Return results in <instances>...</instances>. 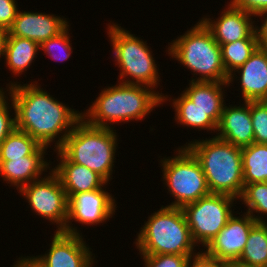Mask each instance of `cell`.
Here are the masks:
<instances>
[{"mask_svg":"<svg viewBox=\"0 0 267 267\" xmlns=\"http://www.w3.org/2000/svg\"><path fill=\"white\" fill-rule=\"evenodd\" d=\"M18 83H9L7 89L15 106L16 129L28 133L46 147L56 142L54 146L58 150L82 119V113L53 98L37 82Z\"/></svg>","mask_w":267,"mask_h":267,"instance_id":"6da1fadb","label":"cell"},{"mask_svg":"<svg viewBox=\"0 0 267 267\" xmlns=\"http://www.w3.org/2000/svg\"><path fill=\"white\" fill-rule=\"evenodd\" d=\"M178 152V153H177ZM177 155L161 160L163 181L174 197L168 207L182 208L210 194L201 164L185 146L179 147Z\"/></svg>","mask_w":267,"mask_h":267,"instance_id":"ba28073f","label":"cell"},{"mask_svg":"<svg viewBox=\"0 0 267 267\" xmlns=\"http://www.w3.org/2000/svg\"><path fill=\"white\" fill-rule=\"evenodd\" d=\"M135 241L141 255L196 254L182 208L162 206L148 217Z\"/></svg>","mask_w":267,"mask_h":267,"instance_id":"277c9868","label":"cell"},{"mask_svg":"<svg viewBox=\"0 0 267 267\" xmlns=\"http://www.w3.org/2000/svg\"><path fill=\"white\" fill-rule=\"evenodd\" d=\"M9 37L8 30L0 28V59L5 57L7 40Z\"/></svg>","mask_w":267,"mask_h":267,"instance_id":"d590c367","label":"cell"},{"mask_svg":"<svg viewBox=\"0 0 267 267\" xmlns=\"http://www.w3.org/2000/svg\"><path fill=\"white\" fill-rule=\"evenodd\" d=\"M241 216L237 217L233 214L222 230L202 251L230 265L234 264L244 250L251 228L257 223L248 213Z\"/></svg>","mask_w":267,"mask_h":267,"instance_id":"4fadbf2b","label":"cell"},{"mask_svg":"<svg viewBox=\"0 0 267 267\" xmlns=\"http://www.w3.org/2000/svg\"><path fill=\"white\" fill-rule=\"evenodd\" d=\"M239 199L247 207L248 210H246V213L252 216L257 222H266L262 218L264 214L267 215V182H255L245 185ZM255 212L258 216L253 214ZM259 214L263 216L261 215L260 217Z\"/></svg>","mask_w":267,"mask_h":267,"instance_id":"4316f807","label":"cell"},{"mask_svg":"<svg viewBox=\"0 0 267 267\" xmlns=\"http://www.w3.org/2000/svg\"><path fill=\"white\" fill-rule=\"evenodd\" d=\"M50 249L30 258L40 267H93L94 257L83 235L55 231Z\"/></svg>","mask_w":267,"mask_h":267,"instance_id":"7c38bea8","label":"cell"},{"mask_svg":"<svg viewBox=\"0 0 267 267\" xmlns=\"http://www.w3.org/2000/svg\"><path fill=\"white\" fill-rule=\"evenodd\" d=\"M175 121L183 126L217 132V124L183 93L172 100Z\"/></svg>","mask_w":267,"mask_h":267,"instance_id":"d4e9b609","label":"cell"},{"mask_svg":"<svg viewBox=\"0 0 267 267\" xmlns=\"http://www.w3.org/2000/svg\"><path fill=\"white\" fill-rule=\"evenodd\" d=\"M69 26L59 35L49 38L40 45V49L56 61H66L72 53Z\"/></svg>","mask_w":267,"mask_h":267,"instance_id":"83f0119b","label":"cell"},{"mask_svg":"<svg viewBox=\"0 0 267 267\" xmlns=\"http://www.w3.org/2000/svg\"><path fill=\"white\" fill-rule=\"evenodd\" d=\"M189 81V87L185 88L182 93L218 125L225 105L223 92L225 86L228 87L229 84L227 82Z\"/></svg>","mask_w":267,"mask_h":267,"instance_id":"ffe728a7","label":"cell"},{"mask_svg":"<svg viewBox=\"0 0 267 267\" xmlns=\"http://www.w3.org/2000/svg\"><path fill=\"white\" fill-rule=\"evenodd\" d=\"M16 0H0V28L8 30L18 13Z\"/></svg>","mask_w":267,"mask_h":267,"instance_id":"1f68e13d","label":"cell"},{"mask_svg":"<svg viewBox=\"0 0 267 267\" xmlns=\"http://www.w3.org/2000/svg\"><path fill=\"white\" fill-rule=\"evenodd\" d=\"M254 15L228 4L219 18L202 17L200 19L211 31L215 41L221 44L231 43L241 39H258L254 21Z\"/></svg>","mask_w":267,"mask_h":267,"instance_id":"5bb4252c","label":"cell"},{"mask_svg":"<svg viewBox=\"0 0 267 267\" xmlns=\"http://www.w3.org/2000/svg\"><path fill=\"white\" fill-rule=\"evenodd\" d=\"M113 128L89 125L83 118L75 125L59 150L73 163L97 172L107 182L112 179L117 133Z\"/></svg>","mask_w":267,"mask_h":267,"instance_id":"8992f818","label":"cell"},{"mask_svg":"<svg viewBox=\"0 0 267 267\" xmlns=\"http://www.w3.org/2000/svg\"><path fill=\"white\" fill-rule=\"evenodd\" d=\"M220 46L225 71L230 76L250 58L259 42L258 39H241Z\"/></svg>","mask_w":267,"mask_h":267,"instance_id":"484cf974","label":"cell"},{"mask_svg":"<svg viewBox=\"0 0 267 267\" xmlns=\"http://www.w3.org/2000/svg\"><path fill=\"white\" fill-rule=\"evenodd\" d=\"M254 143L267 144V100L250 101Z\"/></svg>","mask_w":267,"mask_h":267,"instance_id":"f1b7e54d","label":"cell"},{"mask_svg":"<svg viewBox=\"0 0 267 267\" xmlns=\"http://www.w3.org/2000/svg\"><path fill=\"white\" fill-rule=\"evenodd\" d=\"M54 151L57 152L60 162L52 170L59 177L68 199L73 194L105 189L104 185H108L97 172L71 162L59 149Z\"/></svg>","mask_w":267,"mask_h":267,"instance_id":"ac0fdd59","label":"cell"},{"mask_svg":"<svg viewBox=\"0 0 267 267\" xmlns=\"http://www.w3.org/2000/svg\"><path fill=\"white\" fill-rule=\"evenodd\" d=\"M220 131V132H219ZM217 138L243 148L254 143V132L250 115V101H244L243 106L224 105L219 124Z\"/></svg>","mask_w":267,"mask_h":267,"instance_id":"e0dca14e","label":"cell"},{"mask_svg":"<svg viewBox=\"0 0 267 267\" xmlns=\"http://www.w3.org/2000/svg\"><path fill=\"white\" fill-rule=\"evenodd\" d=\"M47 148L28 133L15 128L0 144V160L17 159L27 155H46Z\"/></svg>","mask_w":267,"mask_h":267,"instance_id":"603a6c76","label":"cell"},{"mask_svg":"<svg viewBox=\"0 0 267 267\" xmlns=\"http://www.w3.org/2000/svg\"><path fill=\"white\" fill-rule=\"evenodd\" d=\"M256 16L260 17V20H262L261 18H264V20L261 21L263 22L261 26L258 27L256 25L255 29H256V35L258 38L259 46L267 48V10L260 12Z\"/></svg>","mask_w":267,"mask_h":267,"instance_id":"e575fe53","label":"cell"},{"mask_svg":"<svg viewBox=\"0 0 267 267\" xmlns=\"http://www.w3.org/2000/svg\"><path fill=\"white\" fill-rule=\"evenodd\" d=\"M68 26L66 18L55 14L19 10L8 33L9 36L27 38L41 45L49 38L59 35Z\"/></svg>","mask_w":267,"mask_h":267,"instance_id":"9a60e30c","label":"cell"},{"mask_svg":"<svg viewBox=\"0 0 267 267\" xmlns=\"http://www.w3.org/2000/svg\"><path fill=\"white\" fill-rule=\"evenodd\" d=\"M116 208L113 196L103 189L73 194L68 199V221L62 232L81 234L73 227L74 220L87 226L99 225L112 218Z\"/></svg>","mask_w":267,"mask_h":267,"instance_id":"8fae6325","label":"cell"},{"mask_svg":"<svg viewBox=\"0 0 267 267\" xmlns=\"http://www.w3.org/2000/svg\"><path fill=\"white\" fill-rule=\"evenodd\" d=\"M110 24H107V33L115 55L114 64H117L121 71L118 82L121 80V83L140 84L157 89L160 80L158 67L146 41L118 24Z\"/></svg>","mask_w":267,"mask_h":267,"instance_id":"52a82bcc","label":"cell"},{"mask_svg":"<svg viewBox=\"0 0 267 267\" xmlns=\"http://www.w3.org/2000/svg\"><path fill=\"white\" fill-rule=\"evenodd\" d=\"M192 255H142L145 267H187L189 257Z\"/></svg>","mask_w":267,"mask_h":267,"instance_id":"4dcf8cb0","label":"cell"},{"mask_svg":"<svg viewBox=\"0 0 267 267\" xmlns=\"http://www.w3.org/2000/svg\"><path fill=\"white\" fill-rule=\"evenodd\" d=\"M244 186L267 182V144L252 143L241 148Z\"/></svg>","mask_w":267,"mask_h":267,"instance_id":"cb8c5ba5","label":"cell"},{"mask_svg":"<svg viewBox=\"0 0 267 267\" xmlns=\"http://www.w3.org/2000/svg\"><path fill=\"white\" fill-rule=\"evenodd\" d=\"M50 174V175H49ZM25 185L19 191L30 208L41 218L56 224L63 231L68 221V198L57 174L51 169L48 176Z\"/></svg>","mask_w":267,"mask_h":267,"instance_id":"30bf717a","label":"cell"},{"mask_svg":"<svg viewBox=\"0 0 267 267\" xmlns=\"http://www.w3.org/2000/svg\"><path fill=\"white\" fill-rule=\"evenodd\" d=\"M19 260L16 261L13 265V267H40L39 265H37L31 258L30 256L28 257H21L18 258Z\"/></svg>","mask_w":267,"mask_h":267,"instance_id":"8d00e7d4","label":"cell"},{"mask_svg":"<svg viewBox=\"0 0 267 267\" xmlns=\"http://www.w3.org/2000/svg\"><path fill=\"white\" fill-rule=\"evenodd\" d=\"M229 4L255 16L267 10V0H230Z\"/></svg>","mask_w":267,"mask_h":267,"instance_id":"836d02e7","label":"cell"},{"mask_svg":"<svg viewBox=\"0 0 267 267\" xmlns=\"http://www.w3.org/2000/svg\"><path fill=\"white\" fill-rule=\"evenodd\" d=\"M235 197L210 193L182 207L192 239L205 248L227 224L234 214Z\"/></svg>","mask_w":267,"mask_h":267,"instance_id":"9c48e42d","label":"cell"},{"mask_svg":"<svg viewBox=\"0 0 267 267\" xmlns=\"http://www.w3.org/2000/svg\"><path fill=\"white\" fill-rule=\"evenodd\" d=\"M231 267H249V266H231Z\"/></svg>","mask_w":267,"mask_h":267,"instance_id":"74e56055","label":"cell"},{"mask_svg":"<svg viewBox=\"0 0 267 267\" xmlns=\"http://www.w3.org/2000/svg\"><path fill=\"white\" fill-rule=\"evenodd\" d=\"M40 45L33 40L9 36L5 52V64L14 75L23 74L39 53Z\"/></svg>","mask_w":267,"mask_h":267,"instance_id":"7402d4cb","label":"cell"},{"mask_svg":"<svg viewBox=\"0 0 267 267\" xmlns=\"http://www.w3.org/2000/svg\"><path fill=\"white\" fill-rule=\"evenodd\" d=\"M231 266L267 267V222L251 228L240 258Z\"/></svg>","mask_w":267,"mask_h":267,"instance_id":"44dd1931","label":"cell"},{"mask_svg":"<svg viewBox=\"0 0 267 267\" xmlns=\"http://www.w3.org/2000/svg\"><path fill=\"white\" fill-rule=\"evenodd\" d=\"M44 155H27L17 159L0 160V176L6 183L20 190L41 178L43 171L51 170ZM19 188V189H18Z\"/></svg>","mask_w":267,"mask_h":267,"instance_id":"d6986e66","label":"cell"},{"mask_svg":"<svg viewBox=\"0 0 267 267\" xmlns=\"http://www.w3.org/2000/svg\"><path fill=\"white\" fill-rule=\"evenodd\" d=\"M170 44L166 50L169 56L191 70L193 75L199 74L197 79L191 77V81L228 82L221 46L201 20Z\"/></svg>","mask_w":267,"mask_h":267,"instance_id":"5b68a950","label":"cell"},{"mask_svg":"<svg viewBox=\"0 0 267 267\" xmlns=\"http://www.w3.org/2000/svg\"><path fill=\"white\" fill-rule=\"evenodd\" d=\"M201 164L210 193L239 199L244 189L241 148L213 136L185 145Z\"/></svg>","mask_w":267,"mask_h":267,"instance_id":"3957f363","label":"cell"},{"mask_svg":"<svg viewBox=\"0 0 267 267\" xmlns=\"http://www.w3.org/2000/svg\"><path fill=\"white\" fill-rule=\"evenodd\" d=\"M236 72L240 74L238 80L244 101L267 100V48L258 46L250 58L229 76V86L237 76Z\"/></svg>","mask_w":267,"mask_h":267,"instance_id":"2e32d148","label":"cell"},{"mask_svg":"<svg viewBox=\"0 0 267 267\" xmlns=\"http://www.w3.org/2000/svg\"><path fill=\"white\" fill-rule=\"evenodd\" d=\"M4 89L0 88V144L2 141L16 128V119H15V106L10 95V91L8 92L9 98H11V107L14 110V118L10 115V106L8 105V97L3 91ZM6 95V96H5ZM7 101V102H6Z\"/></svg>","mask_w":267,"mask_h":267,"instance_id":"f546056e","label":"cell"},{"mask_svg":"<svg viewBox=\"0 0 267 267\" xmlns=\"http://www.w3.org/2000/svg\"><path fill=\"white\" fill-rule=\"evenodd\" d=\"M187 267H231V265L200 251L189 257Z\"/></svg>","mask_w":267,"mask_h":267,"instance_id":"d6a6232c","label":"cell"},{"mask_svg":"<svg viewBox=\"0 0 267 267\" xmlns=\"http://www.w3.org/2000/svg\"><path fill=\"white\" fill-rule=\"evenodd\" d=\"M118 83L104 88L86 112H82V118L89 125L112 128L111 125L117 122L141 121L155 107L168 101V95H162L152 87Z\"/></svg>","mask_w":267,"mask_h":267,"instance_id":"7a4b0ae2","label":"cell"}]
</instances>
